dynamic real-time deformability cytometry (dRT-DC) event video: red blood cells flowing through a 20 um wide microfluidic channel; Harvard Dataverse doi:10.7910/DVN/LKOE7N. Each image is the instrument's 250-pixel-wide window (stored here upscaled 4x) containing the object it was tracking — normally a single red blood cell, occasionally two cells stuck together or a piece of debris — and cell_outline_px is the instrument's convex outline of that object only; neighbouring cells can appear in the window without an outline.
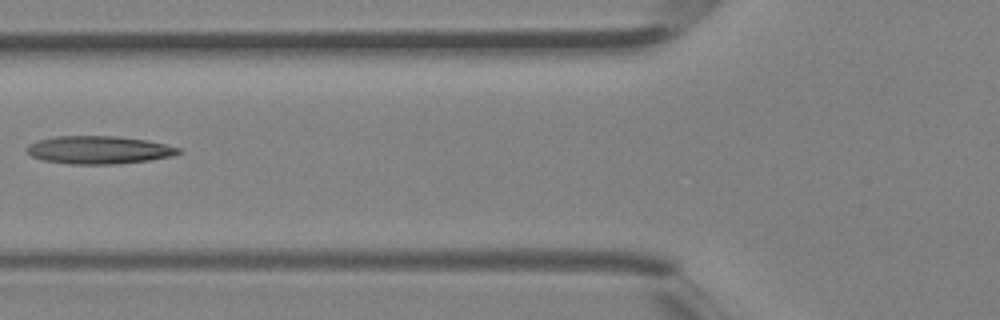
{"species": "Egyptian fruit bat (a non-hibernating species)", "species_latin": "Rousettus aegyptiacus", "temperature_condition": "room temperature", "stored_images_in_passage": 4, "camera_frame_rate_fps": 3000, "um_per_image_px": 0.085, "animal": {"sex": "female"}, "frame": {"image": 1, "passage_image": 4, "time_ms": 1.0, "image_size_px": [1000, 320], "cell_outline_px": [[184, 152], [172, 156], [148, 160], [116, 164], [68, 164], [44, 160], [32, 156], [24, 148], [28, 144], [40, 140], [56, 136], [116, 136], [148, 140], [180, 148]], "centroid_in_image_um": [8.41, 12.74], "position_along_channel_um": 117.4, "area_um2": 24.68}}